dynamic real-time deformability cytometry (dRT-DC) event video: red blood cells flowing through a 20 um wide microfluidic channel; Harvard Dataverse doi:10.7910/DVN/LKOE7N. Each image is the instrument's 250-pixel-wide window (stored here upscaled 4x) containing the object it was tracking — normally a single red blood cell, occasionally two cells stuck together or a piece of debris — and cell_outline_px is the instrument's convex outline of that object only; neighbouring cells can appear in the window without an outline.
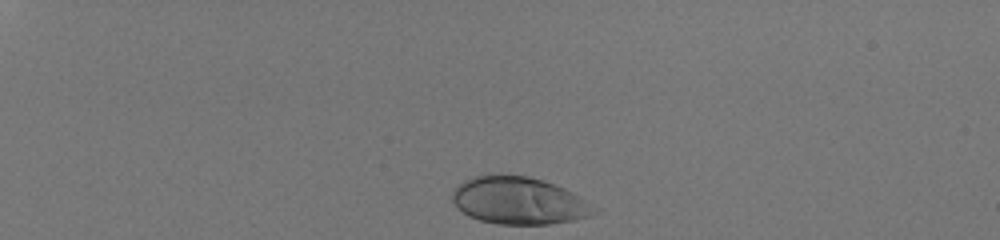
{"species": "human", "species_latin": "Homo sapiens", "temperature_condition": "room temperature", "stored_images_in_passage": 35, "camera_frame_rate_fps": 3000, "um_per_image_px": 0.085, "donor": {"sex": "male"}, "frame": {"image": 1, "passage_image": 1, "time_ms": 0.0, "image_size_px": [1000, 240], "cell_outline_px": [[600, 212], [588, 216], [572, 220], [552, 224], [496, 224], [480, 220], [468, 216], [456, 208], [452, 200], [452, 192], [464, 180], [472, 176], [488, 172], [496, 172], [528, 176], [544, 180], [564, 188], [572, 192], [600, 208]], "centroid_in_image_um": [44.09, 17.03], "position_along_channel_um": 40.9, "area_um2": 40.0}}
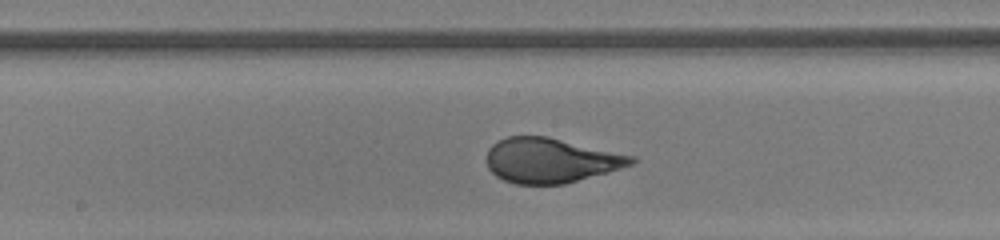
{"frame": {"image": 2, "passage_image": 20, "time_ms": 6.333, "image_size_px": [1000, 240], "cell_outline_px": [[640, 160], [632, 164], [608, 172], [564, 184], [516, 184], [504, 180], [496, 176], [488, 168], [484, 160], [488, 148], [492, 144], [508, 136], [548, 136], [636, 156]], "centroid_in_image_um": [46.8, 13.63], "position_along_channel_um": 201.4, "area_um2": 38.09}}
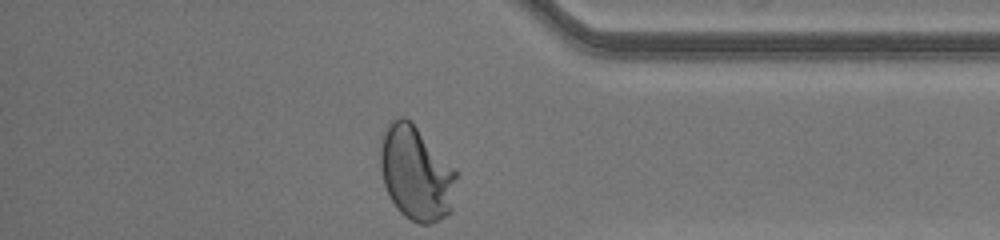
{"frame": {"image": 3, "passage_image": 35, "time_ms": 11.333, "image_size_px": [1000, 240], "cell_outline_px": [[460, 172], [452, 212], [448, 216], [428, 224], [420, 224], [404, 216], [396, 208], [384, 184], [380, 168], [380, 136], [388, 120], [396, 116], [404, 116], [412, 120]], "centroid_in_image_um": [35.4, 14.66], "position_along_channel_um": 399.8, "area_um2": 43.41}, "authors_computed_cell_mechanics": {"area_um2": 38.148, "velocity_mm_per_s": 4.0958, "shape_relaxation_time_tau1_ms": 3.5199, "shape_relaxation_time_tau2_ms": null, "deformation_change_tau1": 0.2174, "deformation_change_tau2": null}}